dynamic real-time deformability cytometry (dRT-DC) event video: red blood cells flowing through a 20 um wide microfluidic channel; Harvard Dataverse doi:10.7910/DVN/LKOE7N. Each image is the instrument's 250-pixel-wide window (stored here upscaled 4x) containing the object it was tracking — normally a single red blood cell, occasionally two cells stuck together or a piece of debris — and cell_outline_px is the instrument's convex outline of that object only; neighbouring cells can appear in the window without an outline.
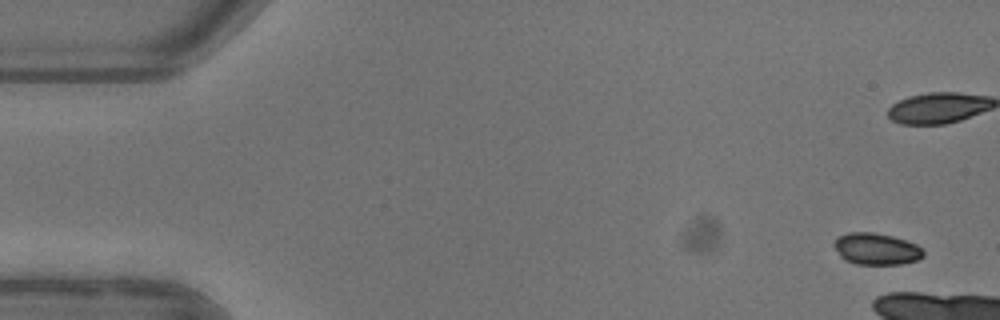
{"species": "common noctule bat (a hibernating species)", "species_latin": "Nyctalus noctula", "temperature_condition": "warm", "stored_images_in_passage": 4, "camera_frame_rate_fps": 3000, "um_per_image_px": 0.085, "animal": {"sex": "female"}, "frame": {"image": 1, "passage_image": 1, "time_ms": 0.0, "image_size_px": [1000, 320], "cell_outline_px": [[924, 256], [916, 260], [900, 264], [856, 264], [844, 260], [840, 256], [832, 244], [836, 236], [848, 232], [872, 232], [892, 236], [916, 244], [924, 252]], "centroid_in_image_um": [74.43, 21.15], "position_along_channel_um": 10.6, "area_um2": 16.53}}